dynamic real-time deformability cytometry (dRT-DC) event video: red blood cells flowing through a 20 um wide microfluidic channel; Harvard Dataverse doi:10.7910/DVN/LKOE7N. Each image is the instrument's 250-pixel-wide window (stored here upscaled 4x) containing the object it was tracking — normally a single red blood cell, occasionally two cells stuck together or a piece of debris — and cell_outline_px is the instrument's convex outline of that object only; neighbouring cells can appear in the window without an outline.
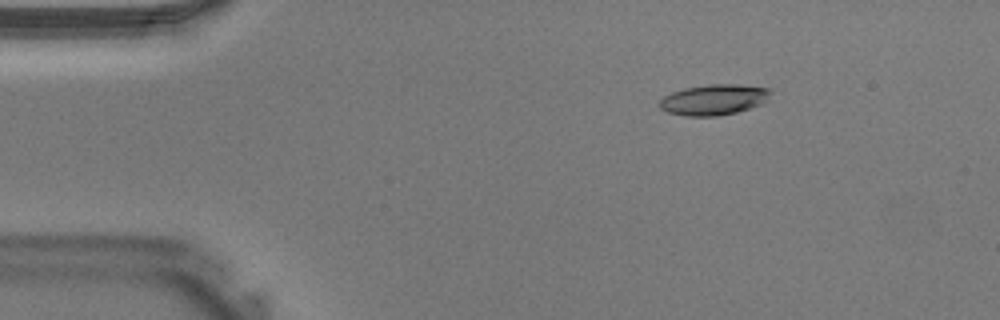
{"species": "Egyptian fruit bat (a non-hibernating species)", "species_latin": "Rousettus aegyptiacus", "temperature_condition": "warm", "stored_images_in_passage": 40, "camera_frame_rate_fps": 3000, "um_per_image_px": 0.085, "animal": {"sex": "male"}, "frame": {"image": 1, "passage_image": 6, "time_ms": 1.667, "image_size_px": [1000, 320], "cell_outline_px": [[772, 92], [764, 104], [736, 112], [716, 116], [684, 116], [668, 112], [660, 108], [656, 104], [664, 96], [672, 92], [684, 88], [712, 84], [736, 84], [772, 88]], "centroid_in_image_um": [60.69, 8.47], "position_along_channel_um": 24.3, "area_um2": 20.06}}
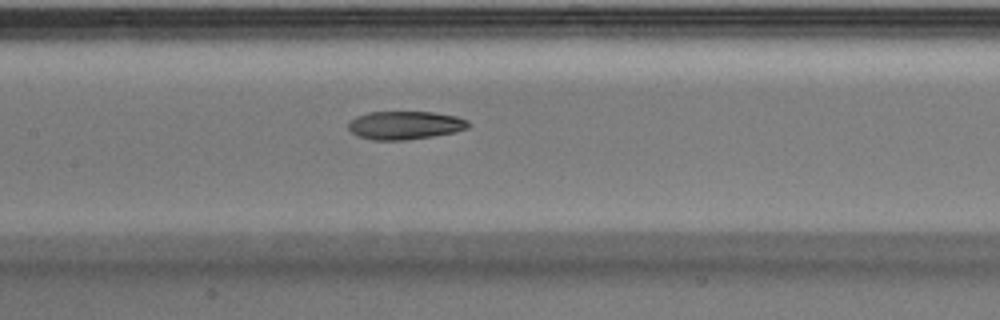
{"frame": {"image": 2, "passage_image": 19, "time_ms": 6.0, "image_size_px": [1000, 320], "cell_outline_px": [[472, 124], [468, 128], [456, 132], [432, 136], [404, 140], [372, 140], [360, 136], [352, 132], [348, 128], [348, 124], [356, 116], [368, 112], [432, 112], [456, 116], [468, 120]], "centroid_in_image_um": [34.46, 10.64], "position_along_channel_um": 172.9, "area_um2": 19.77}}
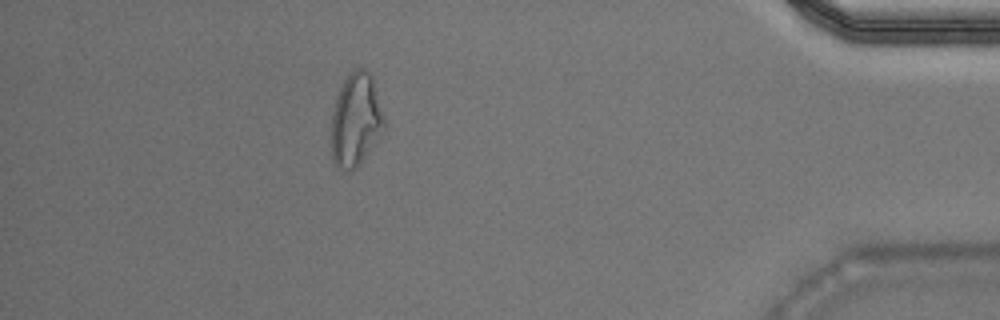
{"frame": {"image": 3, "passage_image": 36, "time_ms": 11.667, "image_size_px": [1000, 320], "cell_outline_px": [[384, 124], [380, 132], [356, 168], [352, 172], [348, 172], [336, 168], [332, 160], [332, 112], [336, 96], [344, 80], [356, 68], [364, 68], [372, 76], [384, 120]], "centroid_in_image_um": [30.19, 10.2], "position_along_channel_um": 405.0, "area_um2": 27.98}}